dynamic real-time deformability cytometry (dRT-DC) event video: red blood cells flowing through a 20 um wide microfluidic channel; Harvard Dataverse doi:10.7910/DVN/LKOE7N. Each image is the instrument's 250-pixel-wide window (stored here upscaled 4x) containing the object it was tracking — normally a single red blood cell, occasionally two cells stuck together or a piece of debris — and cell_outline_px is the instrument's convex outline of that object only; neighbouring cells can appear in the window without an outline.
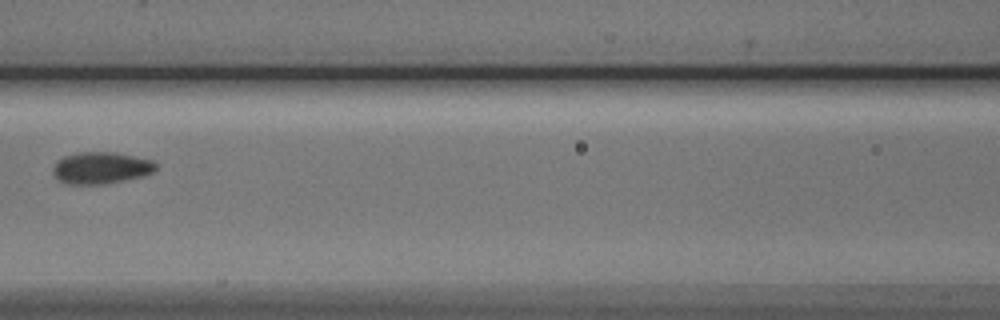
{"species": "Egyptian fruit bat (a non-hibernating species)", "species_latin": "Rousettus aegyptiacus", "temperature_condition": "cold", "stored_images_in_passage": 7, "camera_frame_rate_fps": 3000, "um_per_image_px": 0.085, "animal": {"sex": "male"}, "frame": {"image": 1, "passage_image": 6, "time_ms": 7.0, "image_size_px": [1000, 320], "cell_outline_px": [[156, 168], [152, 172], [144, 176], [104, 184], [64, 184], [56, 180], [52, 172], [52, 168], [56, 160], [64, 156], [80, 152], [116, 152], [152, 160], [156, 164]], "centroid_in_image_um": [8.53, 14.27], "position_along_channel_um": 158.1, "area_um2": 19.31}}
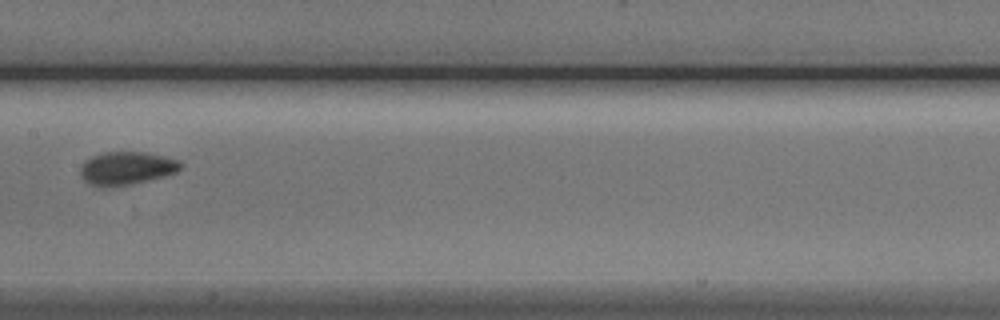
{"frame": {"image": 2, "passage_image": 7, "time_ms": 8.0, "image_size_px": [1000, 320], "cell_outline_px": [[184, 164], [176, 172], [164, 176], [132, 184], [100, 188], [88, 184], [80, 176], [80, 168], [84, 160], [92, 156], [104, 152], [144, 152], [180, 160]], "centroid_in_image_um": [10.72, 14.31], "position_along_channel_um": 196.7, "area_um2": 19.54}}